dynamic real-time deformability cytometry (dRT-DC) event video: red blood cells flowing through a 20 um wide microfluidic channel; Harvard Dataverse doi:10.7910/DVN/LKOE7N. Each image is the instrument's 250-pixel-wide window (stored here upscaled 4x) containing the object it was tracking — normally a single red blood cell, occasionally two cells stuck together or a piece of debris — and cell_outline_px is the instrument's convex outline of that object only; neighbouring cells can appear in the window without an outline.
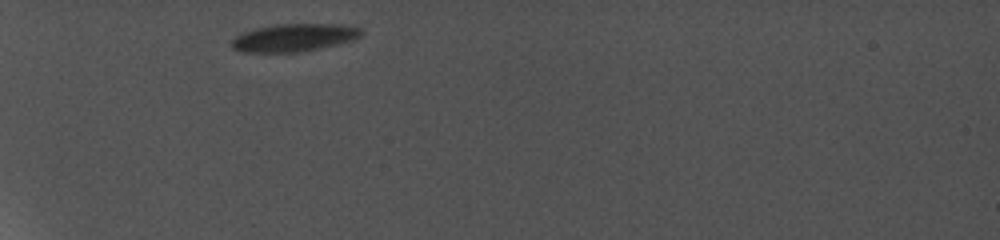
{"species": "common noctule bat (a hibernating species)", "species_latin": "Nyctalus noctula", "temperature_condition": "cold", "stored_images_in_passage": 4, "camera_frame_rate_fps": 5000, "um_per_image_px": 0.085, "animal": {"sex": "female", "body_mass_g": 19.0, "forearm_length_mm": 56.7}, "frame": {"image": 1, "passage_image": 1, "time_ms": 0.0, "image_size_px": [1000, 240], "cell_outline_px": [[364, 32], [360, 36], [352, 40], [320, 48], [296, 52], [240, 52], [232, 48], [232, 40], [236, 36], [244, 32], [256, 28], [276, 24], [340, 24], [360, 28]], "centroid_in_image_um": [24.98, 3.19], "position_along_channel_um": 60.0, "area_um2": 20.81}}
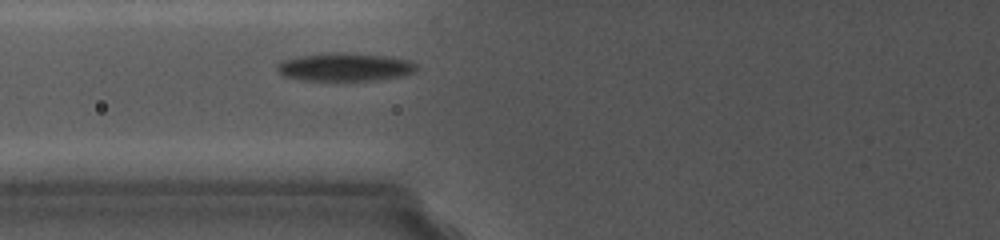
{"frame": {"image": 2, "passage_image": 3, "time_ms": 1.8, "image_size_px": [1000, 240], "cell_outline_px": [[420, 68], [416, 72], [404, 76], [376, 80], [304, 80], [280, 76], [276, 72], [276, 64], [280, 60], [296, 56], [328, 52], [340, 52], [384, 56], [408, 60], [416, 64]], "centroid_in_image_um": [29.26, 5.7], "position_along_channel_um": 96.5, "area_um2": 23.29}}